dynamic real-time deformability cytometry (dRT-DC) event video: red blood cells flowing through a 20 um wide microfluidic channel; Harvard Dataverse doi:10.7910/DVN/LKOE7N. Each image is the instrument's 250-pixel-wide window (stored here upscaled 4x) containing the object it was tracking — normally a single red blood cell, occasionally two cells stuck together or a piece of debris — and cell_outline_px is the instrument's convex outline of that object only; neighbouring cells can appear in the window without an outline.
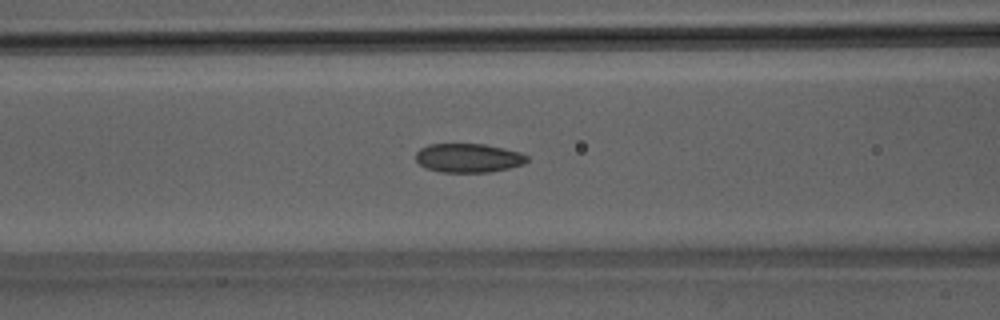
{"species": "Egyptian fruit bat (a non-hibernating species)", "species_latin": "Rousettus aegyptiacus", "temperature_condition": "room temperature", "stored_images_in_passage": 49, "camera_frame_rate_fps": 3000, "um_per_image_px": 0.085, "animal": {"sex": "male"}, "frame": {"image": 1, "passage_image": 20, "time_ms": 6.333, "image_size_px": [1000, 320], "cell_outline_px": [[528, 160], [524, 164], [508, 168], [488, 172], [440, 172], [428, 168], [420, 164], [416, 160], [416, 152], [420, 148], [428, 144], [484, 144], [504, 148], [520, 152], [528, 156]], "centroid_in_image_um": [39.82, 13.42], "position_along_channel_um": 126.8, "area_um2": 18.73}}
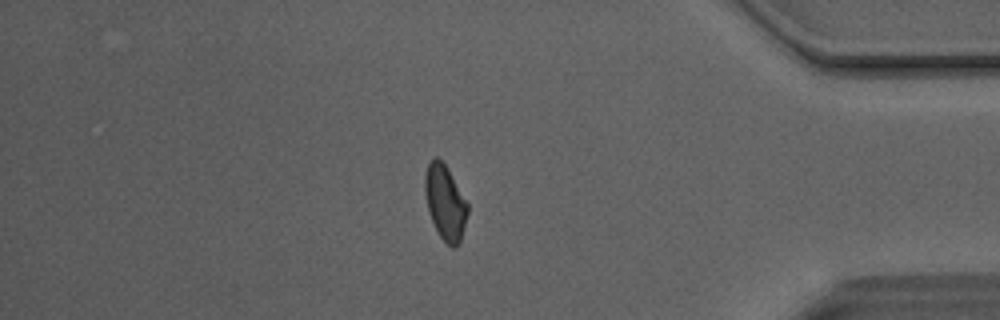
{"frame": {"image": 2, "passage_image": 42, "time_ms": 13.667, "image_size_px": [1000, 320], "cell_outline_px": [[468, 212], [460, 240], [456, 248], [452, 248], [440, 236], [428, 212], [424, 192], [424, 176], [428, 164], [436, 156], [448, 168], [468, 204]], "centroid_in_image_um": [37.82, 17.2], "position_along_channel_um": 397.4, "area_um2": 18.44}}
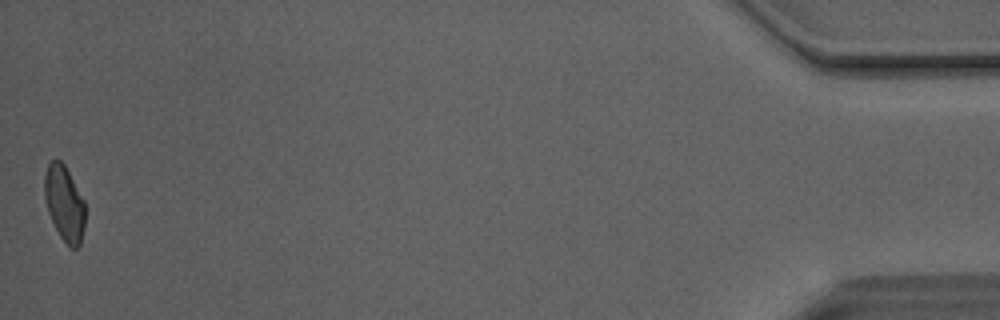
{"frame": {"image": 3, "passage_image": 49, "time_ms": 16.0, "image_size_px": [1000, 320], "cell_outline_px": [[84, 228], [80, 244], [76, 248], [68, 248], [60, 236], [48, 212], [44, 196], [44, 176], [48, 164], [52, 160], [60, 160], [64, 164], [84, 200]], "centroid_in_image_um": [5.46, 17.3], "position_along_channel_um": 429.7, "area_um2": 17.74}, "authors_computed_cell_mechanics": {"area_um2": 18.9584, "velocity_mm_per_s": 4.1305, "shape_relaxation_time_tau1_ms": 7.4321, "shape_relaxation_time_tau2_ms": 2.1969, "deformation_change_tau1": 0.1395, "deformation_change_tau2": 0.0721}}